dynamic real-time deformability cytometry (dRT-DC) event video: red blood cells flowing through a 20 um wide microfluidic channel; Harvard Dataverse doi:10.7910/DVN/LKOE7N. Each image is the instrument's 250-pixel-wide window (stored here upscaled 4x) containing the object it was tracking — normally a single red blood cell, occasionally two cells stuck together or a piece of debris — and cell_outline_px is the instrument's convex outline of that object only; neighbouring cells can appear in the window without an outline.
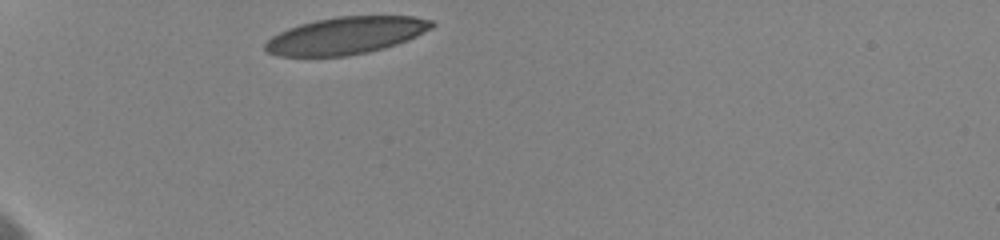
{"species": "human", "species_latin": "Homo sapiens", "temperature_condition": "cold", "stored_images_in_passage": 16, "camera_frame_rate_fps": 3000, "um_per_image_px": 0.085, "donor": {"sex": "female"}, "frame": {"image": 1, "passage_image": 1, "time_ms": 0.0, "image_size_px": [1000, 240], "cell_outline_px": [[436, 24], [432, 28], [408, 40], [384, 48], [368, 52], [348, 56], [276, 56], [268, 52], [264, 48], [264, 44], [272, 36], [288, 28], [300, 24], [316, 20], [336, 16], [416, 16], [432, 20]], "centroid_in_image_um": [29.42, 3.02], "position_along_channel_um": 55.6, "area_um2": 36.18}}